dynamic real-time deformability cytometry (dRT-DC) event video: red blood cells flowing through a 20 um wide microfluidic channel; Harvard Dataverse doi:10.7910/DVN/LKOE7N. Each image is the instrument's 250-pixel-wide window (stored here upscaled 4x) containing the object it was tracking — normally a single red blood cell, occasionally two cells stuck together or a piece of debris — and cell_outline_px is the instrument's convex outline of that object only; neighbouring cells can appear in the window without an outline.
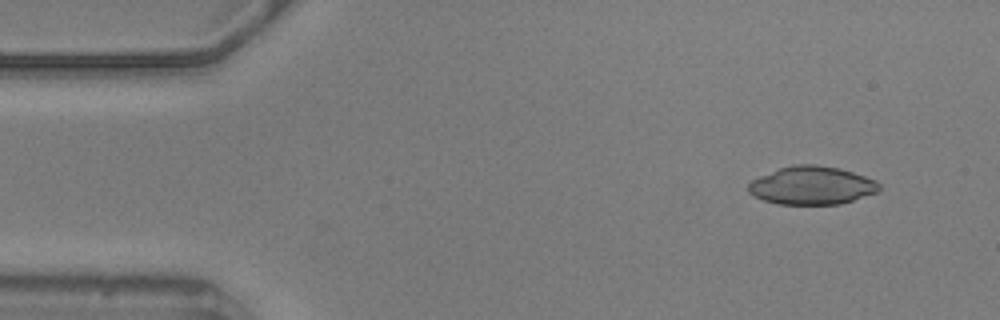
{"species": "common noctule bat (a hibernating species)", "species_latin": "Nyctalus noctula", "temperature_condition": "warm", "stored_images_in_passage": 26, "camera_frame_rate_fps": 3000, "um_per_image_px": 0.085, "animal": {"sex": "male", "body_mass_g": 20.5, "forearm_length_mm": 52.5}, "frame": {"image": 1, "passage_image": 1, "time_ms": 0.0, "image_size_px": [1000, 320], "cell_outline_px": [[880, 192], [840, 204], [776, 204], [764, 200], [748, 192], [748, 184], [752, 180], [760, 176], [780, 168], [792, 164], [816, 164], [840, 168], [876, 180], [880, 184]], "centroid_in_image_um": [69.03, 15.76], "position_along_channel_um": 16.0, "area_um2": 29.19}}
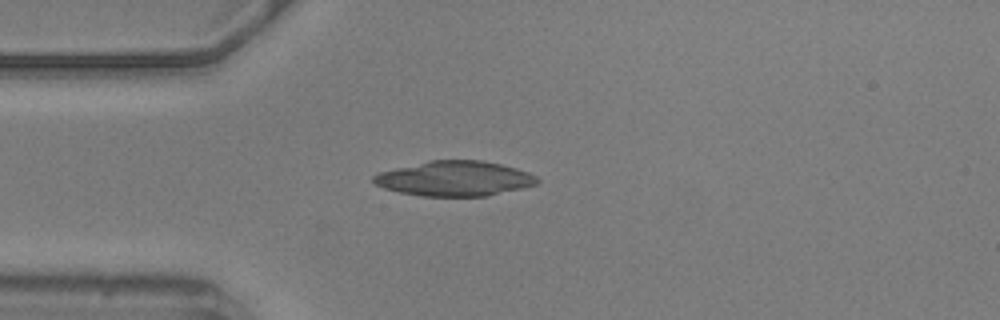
{"frame": {"image": 2, "passage_image": 10, "time_ms": 3.0, "image_size_px": [1000, 320], "cell_outline_px": [[540, 180], [536, 184], [488, 196], [420, 196], [400, 192], [384, 188], [376, 184], [372, 180], [372, 176], [380, 172], [428, 160], [480, 160], [500, 164], [516, 168], [528, 172], [536, 176]], "centroid_in_image_um": [38.63, 15.17], "position_along_channel_um": 46.4, "area_um2": 33.18}}